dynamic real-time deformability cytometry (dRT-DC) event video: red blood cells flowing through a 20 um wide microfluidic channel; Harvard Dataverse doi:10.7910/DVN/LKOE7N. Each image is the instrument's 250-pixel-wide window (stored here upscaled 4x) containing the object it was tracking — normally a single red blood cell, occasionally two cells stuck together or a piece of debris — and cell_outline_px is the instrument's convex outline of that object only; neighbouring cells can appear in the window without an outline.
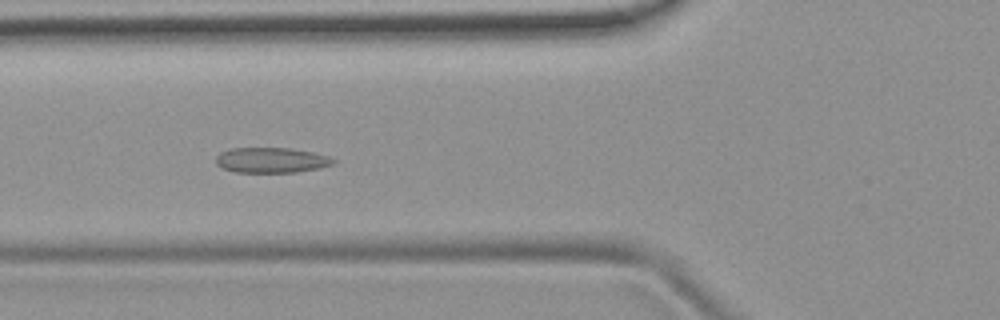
{"species": "common noctule bat (a hibernating species)", "species_latin": "Nyctalus noctula", "temperature_condition": "room temperature", "stored_images_in_passage": 8, "camera_frame_rate_fps": 3000, "um_per_image_px": 0.085, "animal": {"sex": "female", "body_mass_g": 19.9}, "frame": {"image": 1, "passage_image": 5, "time_ms": 4.667, "image_size_px": [1000, 320], "cell_outline_px": [[336, 160], [332, 164], [320, 168], [296, 172], [236, 172], [220, 168], [216, 164], [216, 156], [220, 152], [232, 148], [288, 148], [312, 152], [328, 156]], "centroid_in_image_um": [23.03, 13.61], "position_along_channel_um": 102.8, "area_um2": 17.28}}
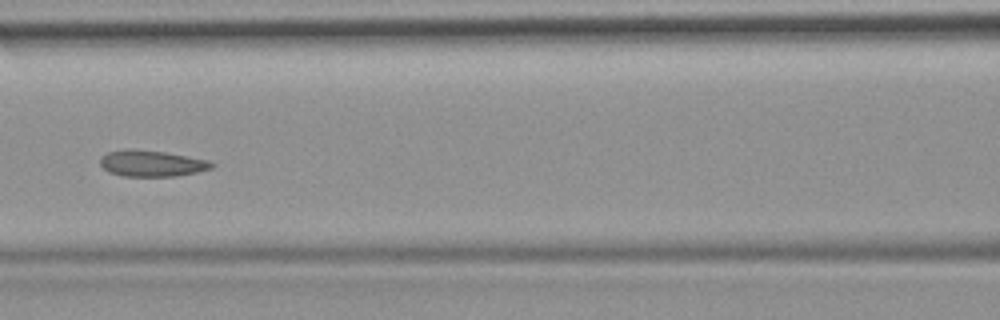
{"frame": {"image": 2, "passage_image": 6, "time_ms": 6.0, "image_size_px": [1000, 320], "cell_outline_px": [[216, 164], [212, 168], [196, 172], [176, 176], [124, 176], [108, 172], [100, 164], [100, 156], [108, 152], [124, 148], [132, 148], [164, 152], [208, 160]], "centroid_in_image_um": [12.86, 13.88], "position_along_channel_um": 153.7, "area_um2": 17.11}}
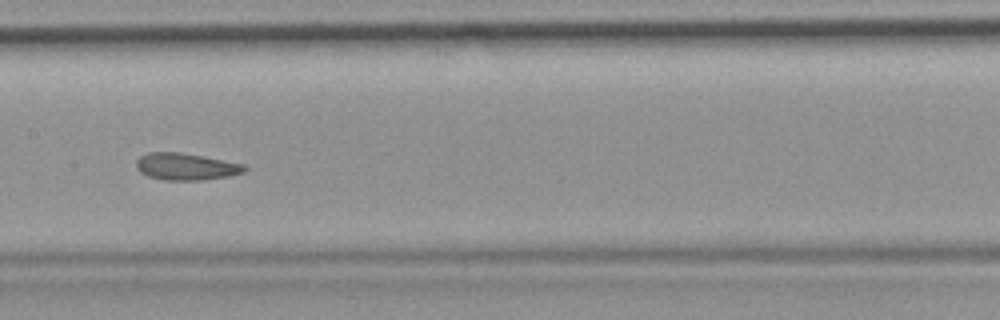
{"frame": {"image": 3, "passage_image": 7, "time_ms": 7.0, "image_size_px": [1000, 320], "cell_outline_px": [[248, 168], [244, 172], [228, 176], [204, 180], [164, 180], [148, 176], [140, 172], [136, 168], [136, 160], [140, 156], [148, 152], [180, 152], [244, 164]], "centroid_in_image_um": [15.78, 14.16], "position_along_channel_um": 191.6, "area_um2": 16.99}}